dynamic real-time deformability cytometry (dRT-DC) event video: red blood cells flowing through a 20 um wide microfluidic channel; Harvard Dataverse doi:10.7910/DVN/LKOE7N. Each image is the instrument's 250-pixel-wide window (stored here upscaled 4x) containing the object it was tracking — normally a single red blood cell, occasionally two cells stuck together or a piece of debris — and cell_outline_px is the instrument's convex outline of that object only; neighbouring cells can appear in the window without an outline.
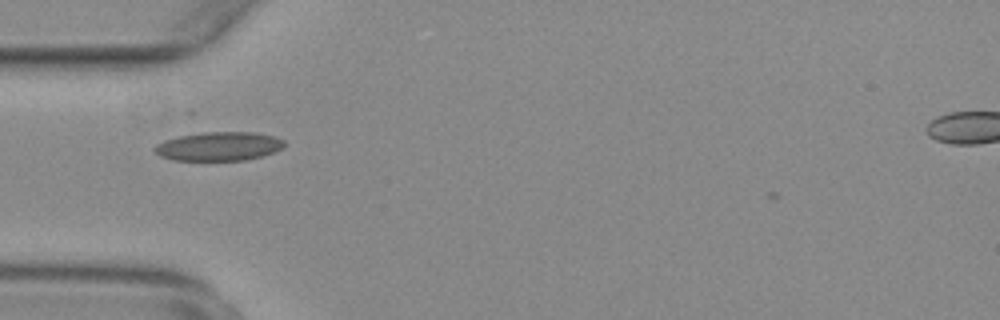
{"species": "common noctule bat (a hibernating species)", "species_latin": "Nyctalus noctula", "temperature_condition": "warm", "stored_images_in_passage": 26, "camera_frame_rate_fps": 3000, "um_per_image_px": 0.085, "animal": {"sex": "female", "body_mass_g": 29.2, "forearm_length_mm": 56.3}, "frame": {"image": 1, "passage_image": 1, "time_ms": 0.0, "image_size_px": [1000, 320], "cell_outline_px": [[284, 144], [280, 148], [272, 152], [260, 156], [244, 160], [172, 160], [160, 156], [152, 148], [156, 144], [164, 140], [176, 136], [204, 132], [256, 132], [276, 136], [284, 140]], "centroid_in_image_um": [18.56, 12.42], "position_along_channel_um": 66.4, "area_um2": 21.79}}
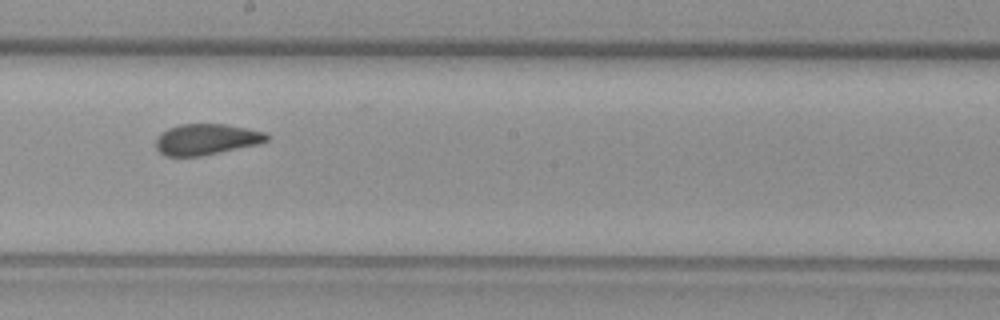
{"frame": {"image": 2, "passage_image": 14, "time_ms": 4.333, "image_size_px": [1000, 320], "cell_outline_px": [[272, 136], [268, 140], [256, 144], [200, 156], [164, 156], [156, 148], [156, 136], [160, 132], [168, 128], [180, 124], [224, 124], [248, 128], [264, 132]], "centroid_in_image_um": [17.51, 11.83], "position_along_channel_um": 230.7, "area_um2": 20.0}}
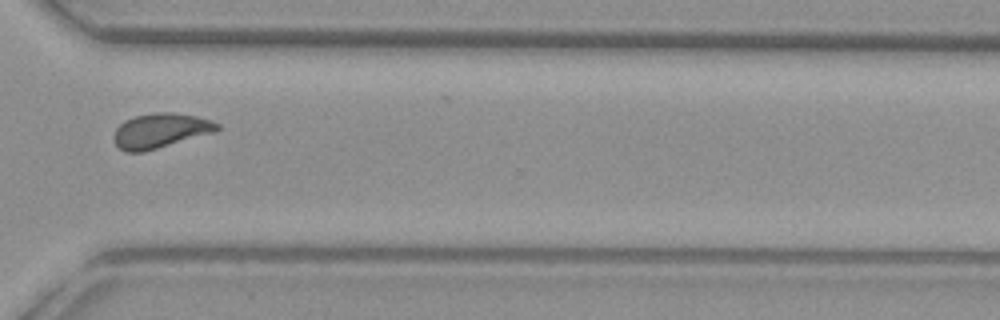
{"frame": {"image": 3, "passage_image": 24, "time_ms": 7.667, "image_size_px": [1000, 320], "cell_outline_px": [[220, 128], [216, 132], [144, 152], [124, 152], [112, 140], [112, 136], [116, 128], [124, 120], [136, 116], [156, 112], [172, 112], [196, 116], [220, 124]], "centroid_in_image_um": [13.61, 11.12], "position_along_channel_um": 357.0, "area_um2": 21.04}}